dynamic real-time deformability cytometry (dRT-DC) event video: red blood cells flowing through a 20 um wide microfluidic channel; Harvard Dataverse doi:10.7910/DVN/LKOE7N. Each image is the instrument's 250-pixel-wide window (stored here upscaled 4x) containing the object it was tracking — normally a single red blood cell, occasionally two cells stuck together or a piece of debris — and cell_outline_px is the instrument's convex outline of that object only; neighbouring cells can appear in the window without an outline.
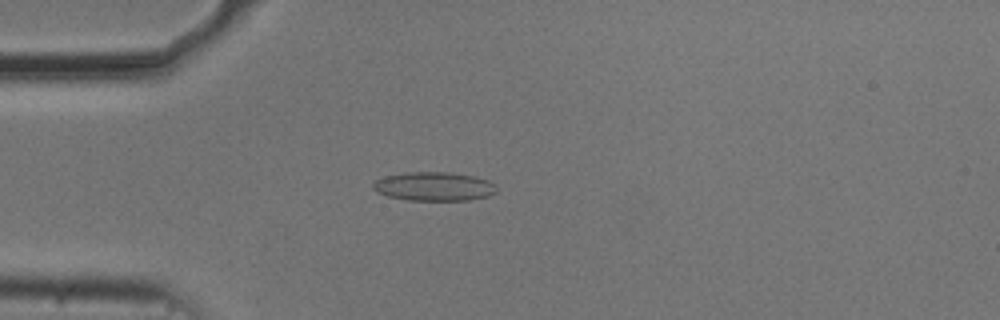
{"species": "common noctule bat (a hibernating species)", "species_latin": "Nyctalus noctula", "temperature_condition": "cold", "stored_images_in_passage": 43, "camera_frame_rate_fps": 3000, "um_per_image_px": 0.085, "animal": {"sex": "male", "body_mass_g": 20.5, "forearm_length_mm": 52.5}, "frame": {"image": 1, "passage_image": 4, "time_ms": 1.0, "image_size_px": [1000, 320], "cell_outline_px": [[496, 192], [488, 196], [468, 200], [408, 200], [388, 196], [376, 192], [372, 188], [372, 184], [376, 180], [384, 176], [408, 172], [448, 172], [476, 176], [488, 180], [496, 188]], "centroid_in_image_um": [36.87, 15.84], "position_along_channel_um": 48.1, "area_um2": 20.75}}
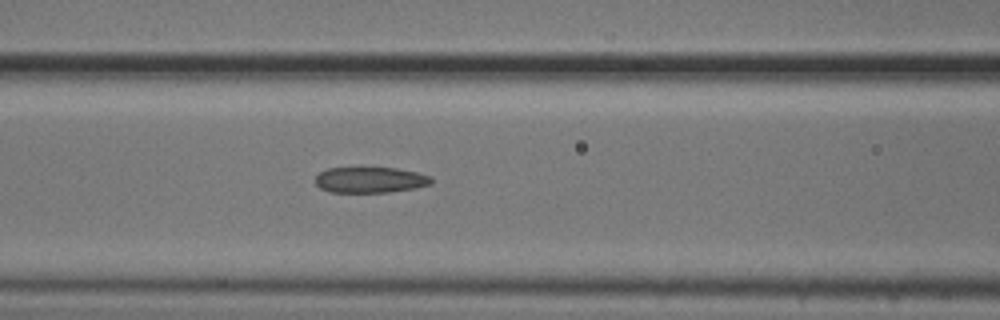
{"frame": {"image": 2, "passage_image": 12, "time_ms": 3.667, "image_size_px": [1000, 320], "cell_outline_px": [[432, 184], [416, 188], [388, 192], [328, 192], [320, 188], [316, 184], [316, 176], [320, 172], [328, 168], [396, 168], [416, 172], [432, 176]], "centroid_in_image_um": [31.48, 15.29], "position_along_channel_um": 135.1, "area_um2": 17.46}}
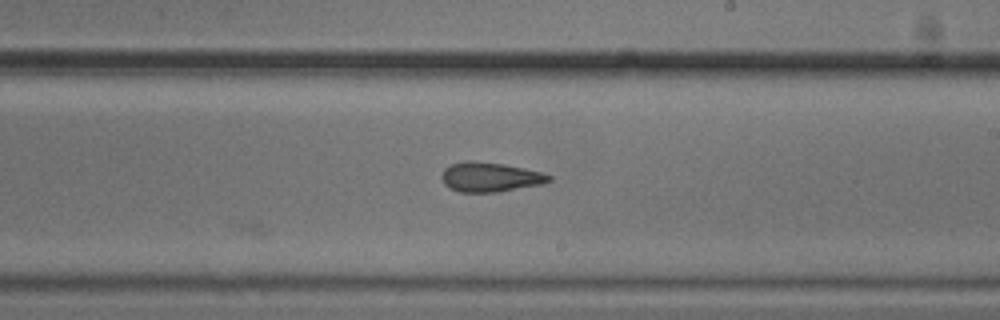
{"frame": {"image": 3, "passage_image": 21, "time_ms": 6.667, "image_size_px": [1000, 320], "cell_outline_px": [[552, 180], [544, 184], [496, 192], [460, 192], [448, 188], [444, 184], [440, 176], [444, 168], [452, 164], [464, 160], [472, 160], [504, 164], [524, 168], [540, 172], [552, 176]], "centroid_in_image_um": [41.63, 15.05], "position_along_channel_um": 247.4, "area_um2": 18.67}}